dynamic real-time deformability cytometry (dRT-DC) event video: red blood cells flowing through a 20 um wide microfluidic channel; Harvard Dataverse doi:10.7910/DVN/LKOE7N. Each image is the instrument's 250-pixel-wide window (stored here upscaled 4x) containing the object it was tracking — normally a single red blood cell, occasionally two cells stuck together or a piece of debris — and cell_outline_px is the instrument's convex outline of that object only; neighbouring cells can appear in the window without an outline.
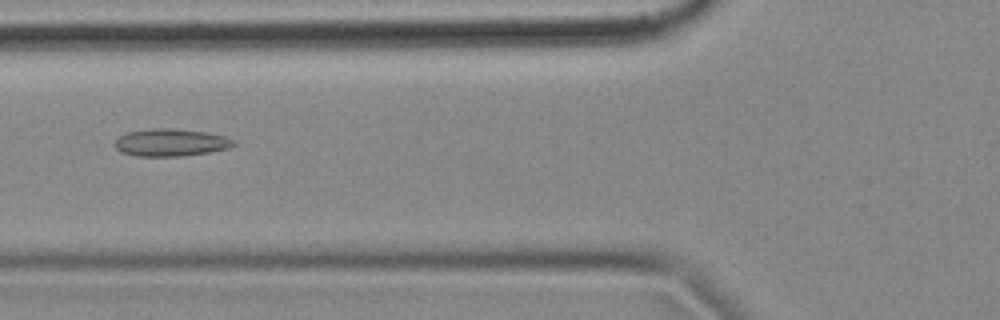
{"species": "common noctule bat (a hibernating species)", "species_latin": "Nyctalus noctula", "temperature_condition": "cold", "stored_images_in_passage": 44, "camera_frame_rate_fps": 3000, "um_per_image_px": 0.085, "animal": {"sex": "female", "body_mass_g": 18.4}, "frame": {"image": 1, "passage_image": 9, "time_ms": 2.667, "image_size_px": [1000, 320], "cell_outline_px": [[236, 144], [228, 148], [208, 152], [180, 156], [136, 156], [120, 152], [112, 144], [120, 136], [128, 132], [152, 128], [172, 128], [208, 132], [224, 136], [236, 140]], "centroid_in_image_um": [14.51, 12.11], "position_along_channel_um": 111.3, "area_um2": 19.07}}
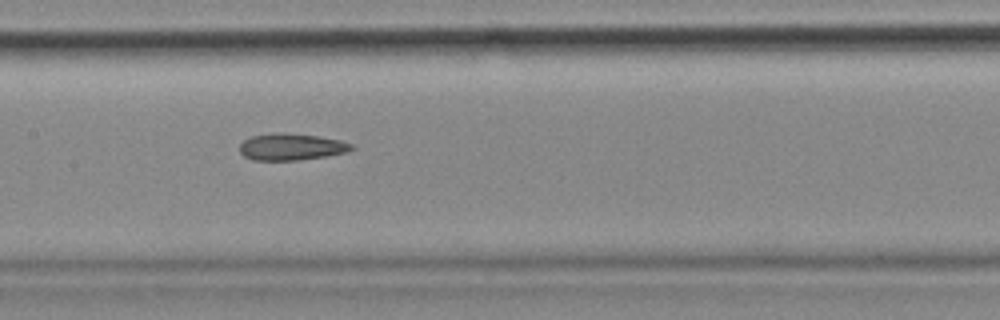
{"frame": {"image": 2, "passage_image": 15, "time_ms": 4.667, "image_size_px": [1000, 320], "cell_outline_px": [[356, 148], [348, 152], [328, 156], [296, 160], [252, 160], [244, 156], [240, 152], [240, 144], [244, 140], [252, 136], [276, 132], [284, 132], [316, 136], [340, 140], [352, 144]], "centroid_in_image_um": [24.78, 12.48], "position_along_channel_um": 182.6, "area_um2": 17.51}}
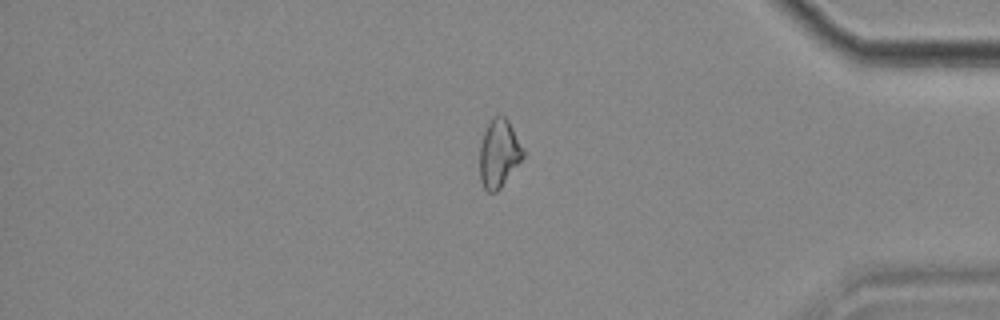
{"frame": {"image": 3, "passage_image": 35, "time_ms": 11.333, "image_size_px": [1000, 320], "cell_outline_px": [[524, 156], [500, 188], [496, 192], [488, 192], [484, 188], [480, 180], [480, 144], [484, 132], [492, 116], [504, 116], [508, 120], [524, 148]], "centroid_in_image_um": [42.4, 13.04], "position_along_channel_um": 392.8, "area_um2": 17.11}, "authors_computed_cell_mechanics": {"area_um2": 17.629, "velocity_mm_per_s": 3.5793, "shape_relaxation_time_tau1_ms": null, "shape_relaxation_time_tau2_ms": 6.3451, "deformation_change_tau1": null, "deformation_change_tau2": 0.1583}}